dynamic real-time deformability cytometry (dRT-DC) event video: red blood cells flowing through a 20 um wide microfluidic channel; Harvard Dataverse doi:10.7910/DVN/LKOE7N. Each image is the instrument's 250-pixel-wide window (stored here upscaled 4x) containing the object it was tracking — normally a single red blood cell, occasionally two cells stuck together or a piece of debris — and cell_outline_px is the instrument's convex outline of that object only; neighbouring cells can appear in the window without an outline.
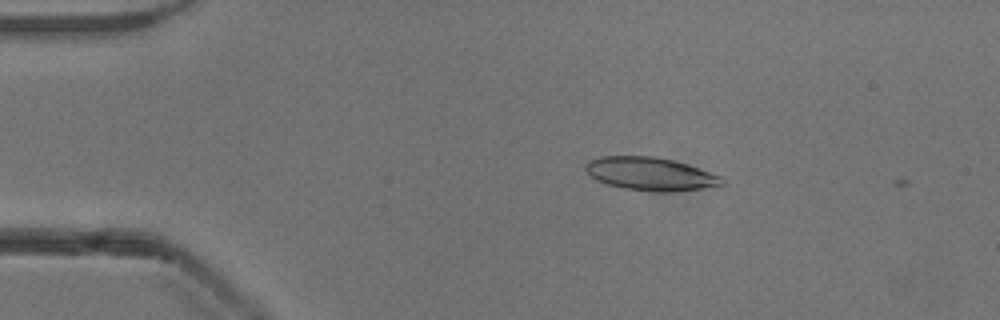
{"species": "common noctule bat (a hibernating species)", "species_latin": "Nyctalus noctula", "temperature_condition": "cold", "stored_images_in_passage": 3, "camera_frame_rate_fps": 3000, "um_per_image_px": 0.085, "animal": {"sex": "male", "body_mass_g": 13.3}, "frame": {"image": 1, "passage_image": 2, "time_ms": 0.333, "image_size_px": [1000, 320], "cell_outline_px": [[724, 184], [700, 188], [660, 192], [624, 188], [608, 184], [596, 180], [584, 168], [584, 164], [588, 160], [600, 156], [656, 156], [672, 160], [720, 176], [724, 180]], "centroid_in_image_um": [55.2, 14.76], "position_along_channel_um": 29.8, "area_um2": 25.78}}